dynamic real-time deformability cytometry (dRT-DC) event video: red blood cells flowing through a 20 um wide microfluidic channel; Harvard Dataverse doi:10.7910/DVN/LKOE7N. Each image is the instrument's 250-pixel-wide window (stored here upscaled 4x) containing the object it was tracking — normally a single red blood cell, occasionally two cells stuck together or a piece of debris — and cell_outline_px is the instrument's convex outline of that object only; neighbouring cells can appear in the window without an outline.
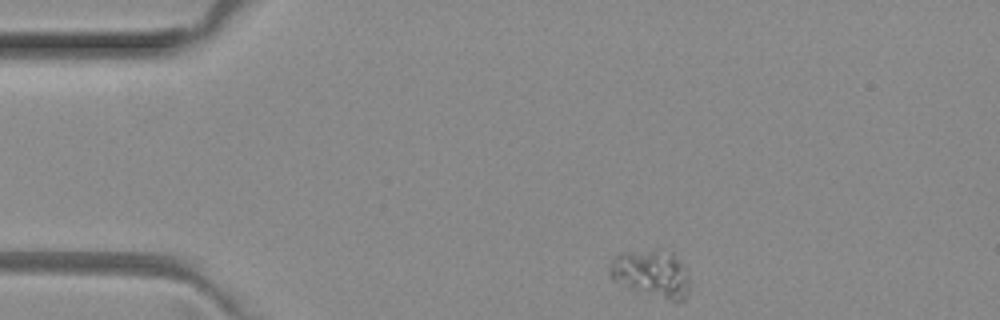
{"species": "common noctule bat (a hibernating species)", "species_latin": "Nyctalus noctula", "temperature_condition": "room temperature", "stored_images_in_passage": 2, "camera_frame_rate_fps": 3000, "um_per_image_px": 0.085, "animal": {"sex": "female", "body_mass_g": 29.2, "forearm_length_mm": 56.3}, "frame": {"image": 1, "passage_image": 1, "time_ms": 0.0, "image_size_px": [1000, 320], "cell_outline_px": [[688, 292], [684, 300], [672, 300], [636, 292], [616, 280], [608, 272], [608, 268], [612, 260], [620, 252], [652, 248], [660, 248], [672, 252], [676, 256], [684, 268], [688, 276]], "centroid_in_image_um": [55.36, 23.21], "position_along_channel_um": 29.6, "area_um2": 22.25}}